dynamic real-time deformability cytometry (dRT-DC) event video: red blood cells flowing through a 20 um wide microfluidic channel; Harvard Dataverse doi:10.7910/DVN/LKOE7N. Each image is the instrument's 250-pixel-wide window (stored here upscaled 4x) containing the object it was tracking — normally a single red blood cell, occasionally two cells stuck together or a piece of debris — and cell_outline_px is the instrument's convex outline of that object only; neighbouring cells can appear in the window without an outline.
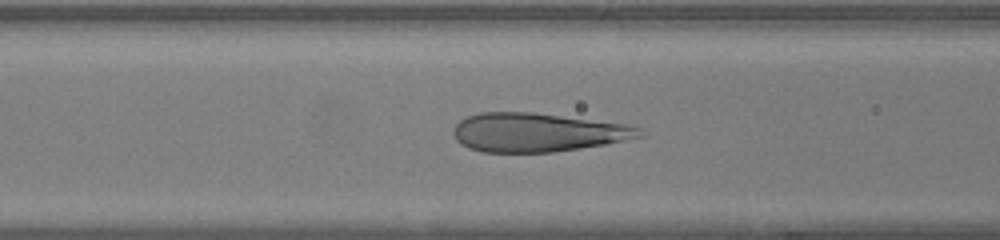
{"species": "human", "species_latin": "Homo sapiens", "temperature_condition": "warm", "stored_images_in_passage": 35, "camera_frame_rate_fps": 3000, "um_per_image_px": 0.085, "donor": {"sex": "female"}, "frame": {"image": 1, "passage_image": 6, "time_ms": 1.667, "image_size_px": [1000, 240], "cell_outline_px": [[644, 136], [604, 144], [580, 148], [552, 152], [484, 152], [468, 148], [460, 144], [456, 140], [452, 132], [452, 128], [460, 120], [468, 116], [480, 112], [532, 112], [628, 124], [640, 128]], "centroid_in_image_um": [45.64, 11.25], "position_along_channel_um": 121.0, "area_um2": 42.08}}
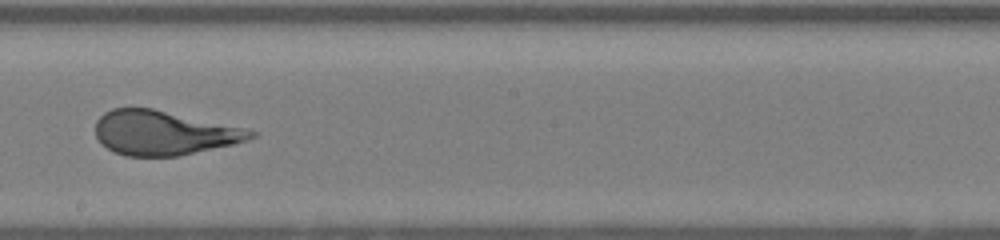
{"frame": {"image": 2, "passage_image": 14, "time_ms": 4.333, "image_size_px": [1000, 240], "cell_outline_px": [[260, 132], [256, 136], [232, 144], [176, 156], [128, 156], [116, 152], [108, 148], [96, 136], [96, 120], [104, 112], [112, 108], [152, 108], [248, 128]], "centroid_in_image_um": [13.94, 11.27], "position_along_channel_um": 234.3, "area_um2": 39.88}}
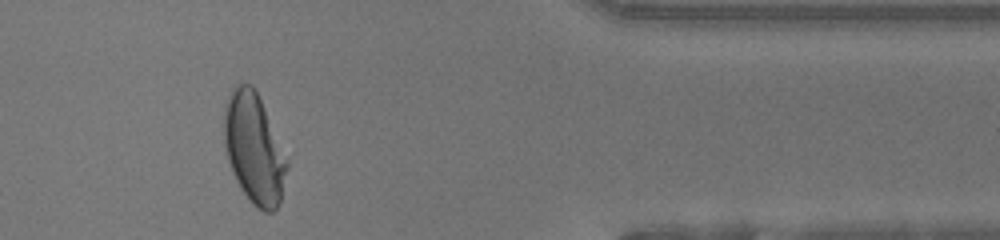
{"frame": {"image": 3, "passage_image": 27, "time_ms": 8.667, "image_size_px": [1000, 240], "cell_outline_px": [[288, 168], [280, 204], [272, 212], [264, 212], [256, 208], [248, 200], [240, 188], [232, 172], [228, 160], [224, 144], [224, 104], [232, 88], [236, 84], [252, 84], [256, 88], [288, 160]], "centroid_in_image_um": [21.59, 12.63], "position_along_channel_um": 389.8, "area_um2": 40.86}, "authors_computed_cell_mechanics": {"area_um2": 40.9802, "velocity_mm_per_s": 4.2627, "shape_relaxation_time_tau1_ms": 9.2908, "shape_relaxation_time_tau2_ms": null, "deformation_change_tau1": 0.3526, "deformation_change_tau2": null}}